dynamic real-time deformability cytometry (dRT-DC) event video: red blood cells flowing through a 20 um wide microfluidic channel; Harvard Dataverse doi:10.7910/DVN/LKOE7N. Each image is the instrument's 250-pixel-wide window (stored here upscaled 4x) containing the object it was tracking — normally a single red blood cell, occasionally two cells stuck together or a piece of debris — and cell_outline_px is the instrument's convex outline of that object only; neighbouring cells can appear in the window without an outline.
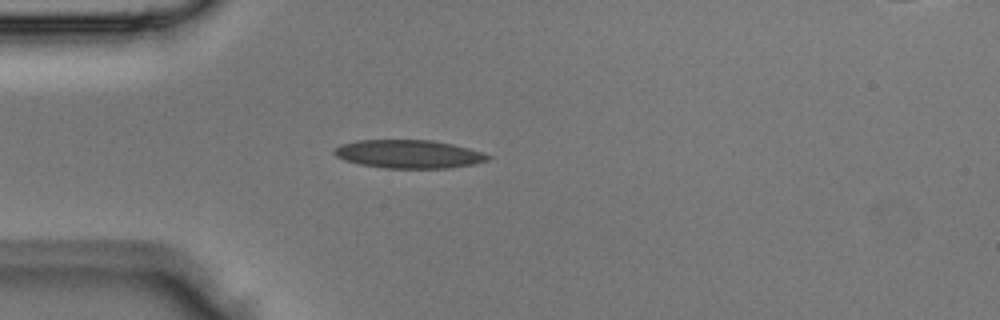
{"species": "Egyptian fruit bat (a non-hibernating species)", "species_latin": "Rousettus aegyptiacus", "temperature_condition": "room temperature", "stored_images_in_passage": 3, "camera_frame_rate_fps": 3000, "um_per_image_px": 0.085, "animal": {"sex": "male"}, "frame": {"image": 1, "passage_image": 3, "time_ms": 0.667, "image_size_px": [1000, 320], "cell_outline_px": [[492, 156], [488, 160], [472, 164], [448, 168], [384, 168], [360, 164], [344, 160], [336, 156], [332, 152], [332, 148], [340, 144], [356, 140], [432, 140], [452, 144], [468, 148]], "centroid_in_image_um": [34.67, 13.09], "position_along_channel_um": 50.3, "area_um2": 25.37}}